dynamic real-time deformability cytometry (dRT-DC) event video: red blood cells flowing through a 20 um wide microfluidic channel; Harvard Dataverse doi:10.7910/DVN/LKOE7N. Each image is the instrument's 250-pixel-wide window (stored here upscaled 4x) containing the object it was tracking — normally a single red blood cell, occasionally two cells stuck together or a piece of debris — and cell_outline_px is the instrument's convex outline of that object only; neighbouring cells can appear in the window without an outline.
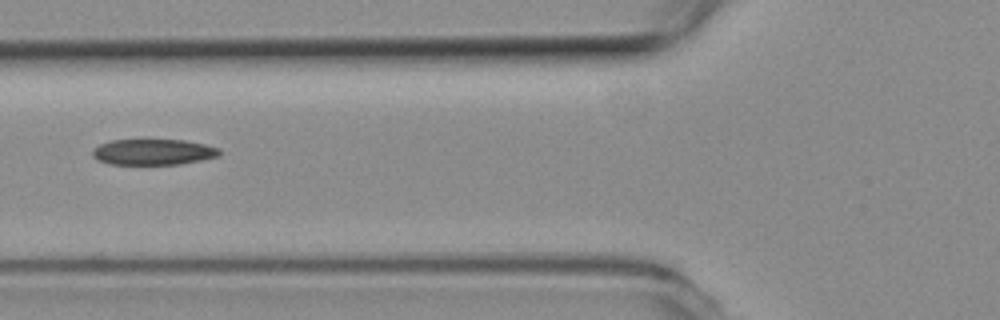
{"species": "common noctule bat (a hibernating species)", "species_latin": "Nyctalus noctula", "temperature_condition": "room temperature", "stored_images_in_passage": 6, "camera_frame_rate_fps": 3000, "um_per_image_px": 0.085, "animal": {"sex": "female", "body_mass_g": 19.3, "forearm_length_mm": 54.1}, "frame": {"image": 1, "passage_image": 6, "time_ms": 1.667, "image_size_px": [1000, 320], "cell_outline_px": [[220, 156], [180, 164], [108, 164], [96, 160], [92, 156], [92, 148], [100, 144], [112, 140], [184, 140], [204, 144], [220, 148]], "centroid_in_image_um": [13.0, 12.92], "position_along_channel_um": 112.8, "area_um2": 19.19}}